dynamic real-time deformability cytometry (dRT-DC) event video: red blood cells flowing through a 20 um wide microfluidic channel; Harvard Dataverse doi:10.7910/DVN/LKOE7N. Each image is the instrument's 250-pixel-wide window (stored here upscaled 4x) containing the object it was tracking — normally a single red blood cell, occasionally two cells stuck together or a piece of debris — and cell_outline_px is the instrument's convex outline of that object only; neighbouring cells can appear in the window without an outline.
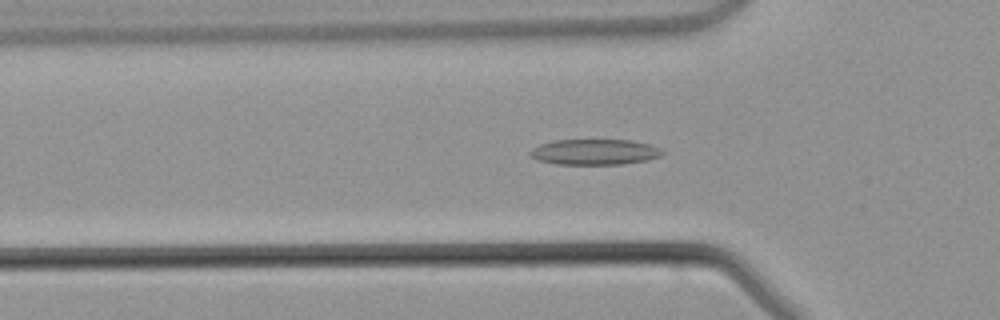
{"species": "common noctule bat (a hibernating species)", "species_latin": "Nyctalus noctula", "temperature_condition": "warm", "stored_images_in_passage": 44, "camera_frame_rate_fps": 3000, "um_per_image_px": 0.085, "animal": {"sex": "male", "body_mass_g": 21.5, "forearm_length_mm": 52.0}, "frame": {"image": 1, "passage_image": 14, "time_ms": 4.333, "image_size_px": [1000, 320], "cell_outline_px": [[664, 152], [660, 156], [648, 160], [624, 164], [556, 164], [536, 160], [528, 156], [528, 152], [532, 148], [540, 144], [556, 140], [632, 140], [648, 144], [660, 148]], "centroid_in_image_um": [50.51, 12.92], "position_along_channel_um": 75.3, "area_um2": 19.88}}
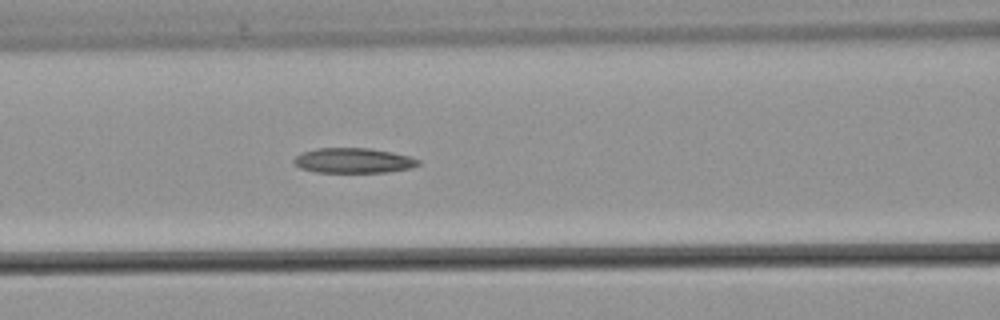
{"frame": {"image": 2, "passage_image": 18, "time_ms": 5.667, "image_size_px": [1000, 320], "cell_outline_px": [[420, 164], [412, 168], [388, 172], [316, 172], [300, 168], [292, 164], [292, 160], [300, 152], [316, 148], [368, 148], [392, 152], [408, 156], [420, 160]], "centroid_in_image_um": [30.0, 13.64], "position_along_channel_um": 136.6, "area_um2": 18.32}}
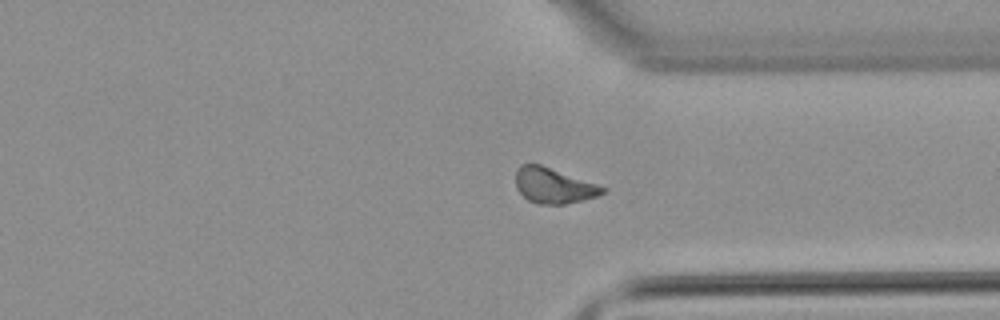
{"frame": {"image": 3, "passage_image": 33, "time_ms": 10.667, "image_size_px": [1000, 320], "cell_outline_px": [[604, 192], [596, 196], [564, 204], [536, 204], [528, 200], [516, 188], [516, 168], [520, 164], [540, 164], [596, 184], [604, 188]], "centroid_in_image_um": [46.98, 15.77], "position_along_channel_um": 364.4, "area_um2": 17.57}}